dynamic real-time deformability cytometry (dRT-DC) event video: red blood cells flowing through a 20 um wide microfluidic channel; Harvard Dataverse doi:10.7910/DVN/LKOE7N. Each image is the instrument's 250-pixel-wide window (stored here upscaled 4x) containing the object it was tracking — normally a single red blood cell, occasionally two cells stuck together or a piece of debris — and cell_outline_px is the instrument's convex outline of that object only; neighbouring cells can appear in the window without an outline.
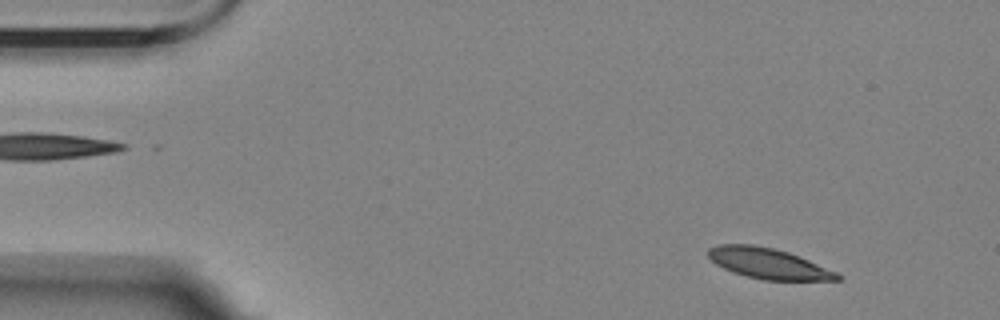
{"species": "Egyptian fruit bat (a non-hibernating species)", "species_latin": "Rousettus aegyptiacus", "temperature_condition": "room temperature", "stored_images_in_passage": 4, "camera_frame_rate_fps": 3000, "um_per_image_px": 0.085, "animal": {"sex": "female"}, "frame": {"image": 1, "passage_image": 4, "time_ms": 5.333, "image_size_px": [1000, 320], "cell_outline_px": [[844, 276], [840, 280], [764, 280], [732, 272], [716, 264], [708, 256], [708, 248], [716, 244], [752, 244], [772, 248], [788, 252], [808, 260], [836, 272]], "centroid_in_image_um": [65.29, 22.39], "position_along_channel_um": 19.7, "area_um2": 22.83}}